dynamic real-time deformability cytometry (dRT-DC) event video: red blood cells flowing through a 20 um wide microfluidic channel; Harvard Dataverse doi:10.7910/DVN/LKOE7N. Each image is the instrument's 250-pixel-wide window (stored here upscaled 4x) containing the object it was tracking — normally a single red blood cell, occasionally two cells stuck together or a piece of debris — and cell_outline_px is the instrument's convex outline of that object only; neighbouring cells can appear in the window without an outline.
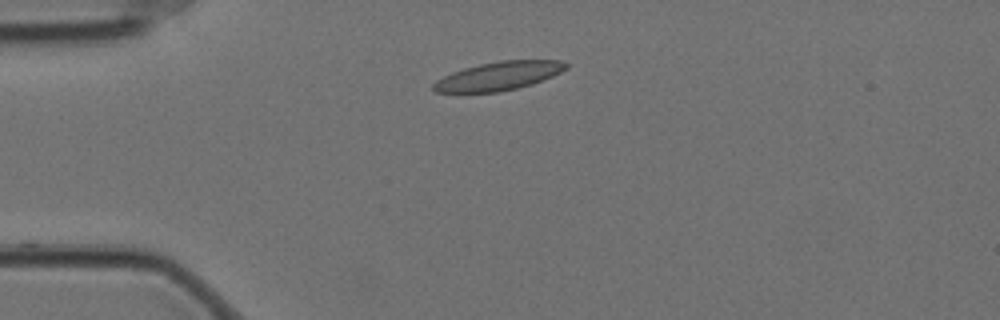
{"species": "Egyptian fruit bat (a non-hibernating species)", "species_latin": "Rousettus aegyptiacus", "temperature_condition": "cold", "stored_images_in_passage": 5, "camera_frame_rate_fps": 3000, "um_per_image_px": 0.085, "animal": {"sex": "female"}, "frame": {"image": 1, "passage_image": 1, "time_ms": 0.0, "image_size_px": [1000, 320], "cell_outline_px": [[568, 68], [552, 76], [532, 84], [500, 92], [436, 92], [432, 88], [432, 84], [436, 80], [452, 72], [464, 68], [480, 64], [500, 60], [560, 60], [568, 64]], "centroid_in_image_um": [42.38, 6.45], "position_along_channel_um": 42.6, "area_um2": 21.96}}